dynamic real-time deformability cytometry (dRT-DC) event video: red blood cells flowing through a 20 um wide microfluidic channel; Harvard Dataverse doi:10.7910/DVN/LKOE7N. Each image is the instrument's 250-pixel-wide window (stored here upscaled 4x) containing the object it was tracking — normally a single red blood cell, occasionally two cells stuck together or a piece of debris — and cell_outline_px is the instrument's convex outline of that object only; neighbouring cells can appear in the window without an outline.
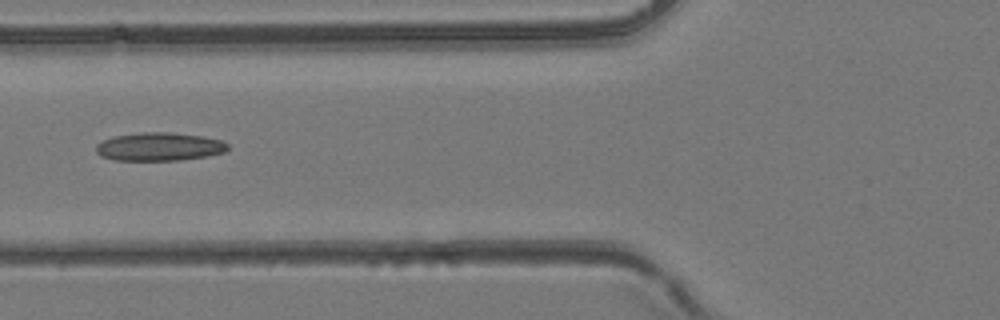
{"species": "common noctule bat (a hibernating species)", "species_latin": "Nyctalus noctula", "temperature_condition": "room temperature", "stored_images_in_passage": 42, "camera_frame_rate_fps": 3000, "um_per_image_px": 0.085, "animal": {"sex": "female", "body_mass_g": 24.6, "forearm_length_mm": 56.2}, "frame": {"image": 1, "passage_image": 15, "time_ms": 4.667, "image_size_px": [1000, 320], "cell_outline_px": [[228, 148], [224, 152], [204, 156], [180, 160], [116, 160], [100, 156], [96, 152], [96, 144], [112, 136], [144, 132], [168, 132], [200, 136], [220, 140], [228, 144]], "centroid_in_image_um": [13.49, 12.47], "position_along_channel_um": 112.3, "area_um2": 21.5}}
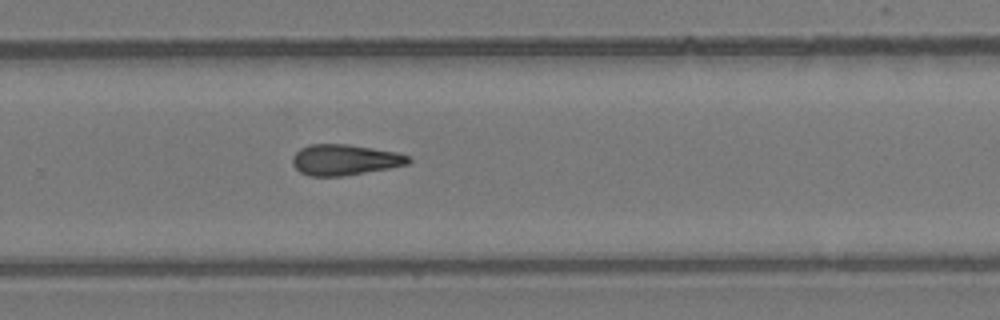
{"frame": {"image": 2, "passage_image": 27, "time_ms": 8.667, "image_size_px": [1000, 320], "cell_outline_px": [[412, 160], [408, 164], [388, 168], [344, 176], [308, 176], [300, 172], [292, 164], [292, 156], [300, 148], [308, 144], [348, 144], [396, 152], [408, 156]], "centroid_in_image_um": [29.27, 13.58], "position_along_channel_um": 300.5, "area_um2": 20.81}}
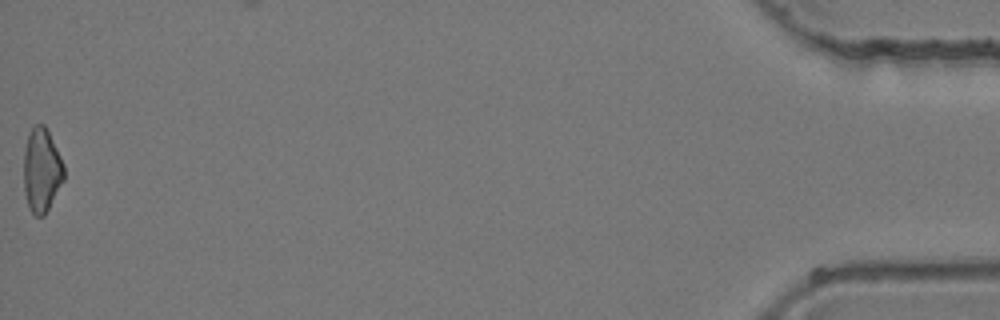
{"frame": {"image": 3, "passage_image": 42, "time_ms": 13.667, "image_size_px": [1000, 320], "cell_outline_px": [[64, 180], [44, 216], [36, 216], [28, 208], [24, 192], [24, 148], [32, 124], [44, 124], [64, 164]], "centroid_in_image_um": [3.53, 14.47], "position_along_channel_um": 431.7, "area_um2": 19.71}}